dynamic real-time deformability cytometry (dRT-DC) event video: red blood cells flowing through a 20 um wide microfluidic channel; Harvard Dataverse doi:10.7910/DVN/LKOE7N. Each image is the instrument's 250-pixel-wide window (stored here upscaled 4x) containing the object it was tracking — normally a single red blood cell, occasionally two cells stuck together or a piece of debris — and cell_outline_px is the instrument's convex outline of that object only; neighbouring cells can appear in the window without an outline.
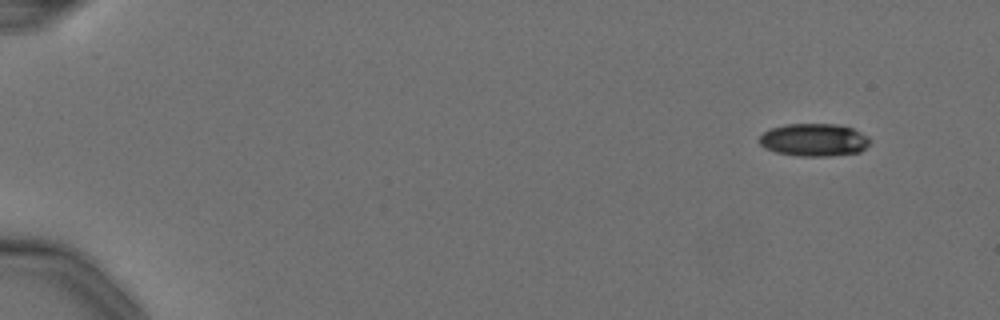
{"species": "Egyptian fruit bat (a non-hibernating species)", "species_latin": "Rousettus aegyptiacus", "temperature_condition": "cold", "stored_images_in_passage": 5, "camera_frame_rate_fps": 3000, "um_per_image_px": 0.085, "animal": {"sex": "female"}, "frame": {"image": 1, "passage_image": 1, "time_ms": 0.0, "image_size_px": [1000, 320], "cell_outline_px": [[872, 140], [860, 152], [832, 156], [800, 156], [776, 152], [764, 148], [756, 140], [764, 132], [772, 128], [784, 124], [836, 124], [852, 128], [868, 136]], "centroid_in_image_um": [69.18, 11.89], "position_along_channel_um": 15.8, "area_um2": 21.21}}
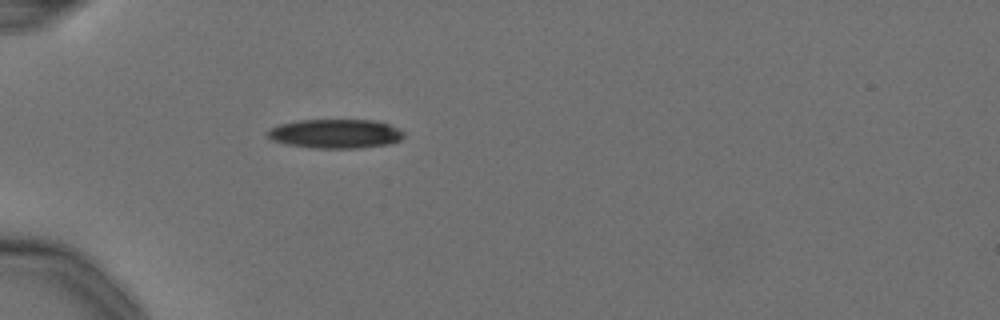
{"frame": {"image": 2, "passage_image": 5, "time_ms": 1.333, "image_size_px": [1000, 320], "cell_outline_px": [[404, 136], [400, 140], [388, 144], [360, 148], [308, 148], [288, 144], [272, 140], [264, 132], [268, 128], [280, 124], [300, 120], [372, 120], [388, 124], [400, 128], [404, 132]], "centroid_in_image_um": [28.49, 11.36], "position_along_channel_um": 56.5, "area_um2": 23.29}}